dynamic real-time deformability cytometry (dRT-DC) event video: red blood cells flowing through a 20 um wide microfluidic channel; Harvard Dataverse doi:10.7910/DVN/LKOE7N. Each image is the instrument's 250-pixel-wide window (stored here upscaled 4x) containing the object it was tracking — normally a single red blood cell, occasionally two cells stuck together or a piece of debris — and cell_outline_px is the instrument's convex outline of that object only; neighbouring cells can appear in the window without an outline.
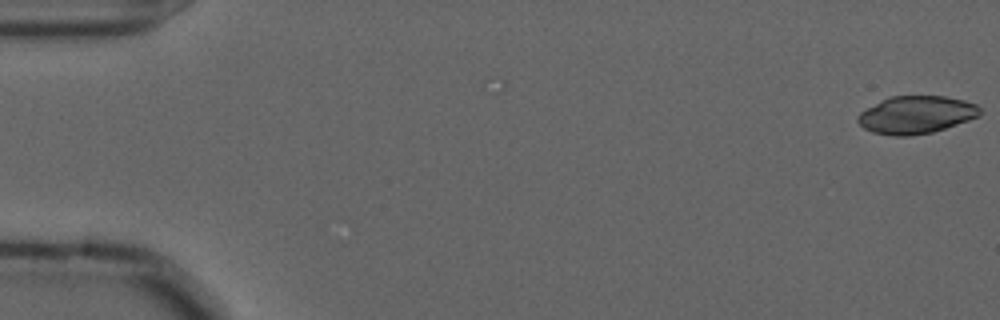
{"species": "common noctule bat (a hibernating species)", "species_latin": "Nyctalus noctula", "temperature_condition": "cold", "stored_images_in_passage": 21, "camera_frame_rate_fps": 3000, "um_per_image_px": 0.085, "animal": {"sex": "male", "forearm_length_mm": 52.5}, "frame": {"image": 1, "passage_image": 1, "time_ms": 0.0, "image_size_px": [1000, 320], "cell_outline_px": [[980, 116], [932, 132], [908, 136], [892, 136], [872, 132], [864, 128], [856, 120], [856, 116], [860, 112], [892, 96], [944, 96], [964, 100], [976, 104], [980, 108]], "centroid_in_image_um": [77.87, 9.76], "position_along_channel_um": 7.1, "area_um2": 26.53}}
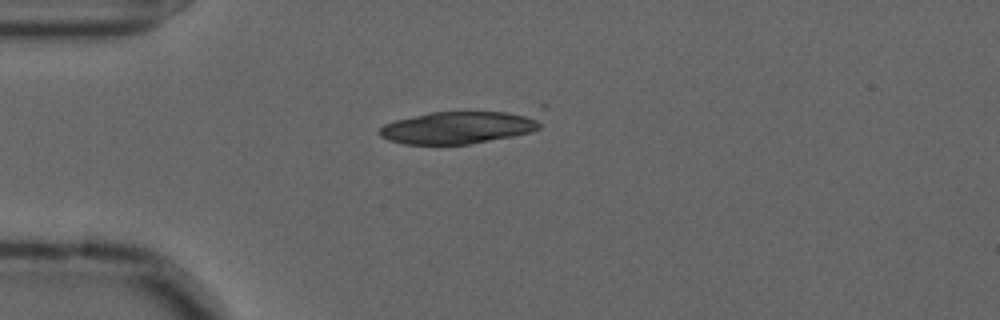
{"frame": {"image": 2, "passage_image": 15, "time_ms": 4.667, "image_size_px": [1000, 320], "cell_outline_px": [[540, 128], [532, 132], [512, 136], [468, 144], [404, 144], [388, 140], [380, 136], [376, 132], [384, 124], [396, 120], [432, 112], [504, 112], [536, 116], [540, 124]], "centroid_in_image_um": [38.91, 10.85], "position_along_channel_um": 46.1, "area_um2": 30.0}}